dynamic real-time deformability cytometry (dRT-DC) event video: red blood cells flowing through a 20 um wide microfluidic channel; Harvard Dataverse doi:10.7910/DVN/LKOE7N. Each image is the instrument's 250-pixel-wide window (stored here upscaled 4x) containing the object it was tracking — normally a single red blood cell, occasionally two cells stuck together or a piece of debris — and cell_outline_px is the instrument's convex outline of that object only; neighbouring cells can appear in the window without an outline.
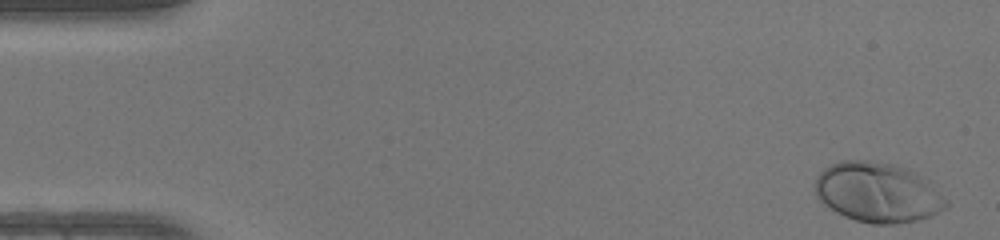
{"species": "human", "species_latin": "Homo sapiens", "temperature_condition": "warm", "stored_images_in_passage": 49, "camera_frame_rate_fps": 3000, "um_per_image_px": 0.085, "donor": {"sex": "female"}, "frame": {"image": 1, "passage_image": 1, "time_ms": 0.0, "image_size_px": [1000, 240], "cell_outline_px": [[948, 204], [944, 208], [920, 220], [896, 224], [872, 224], [856, 220], [844, 216], [836, 212], [824, 204], [816, 196], [816, 176], [824, 168], [840, 160], [868, 160], [896, 164], [908, 168], [928, 180], [948, 200]], "centroid_in_image_um": [74.6, 16.34], "position_along_channel_um": 10.4, "area_um2": 45.89}}
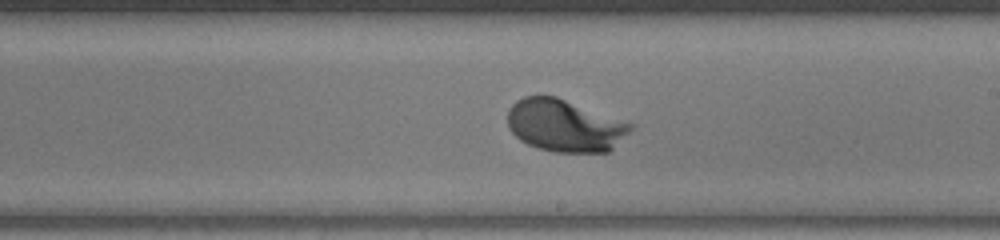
{"frame": {"image": 2, "passage_image": 28, "time_ms": 9.0, "image_size_px": [1000, 240], "cell_outline_px": [[636, 124], [608, 152], [556, 152], [540, 148], [528, 144], [520, 140], [508, 128], [508, 108], [516, 100], [524, 96], [556, 96]], "centroid_in_image_um": [47.99, 10.66], "position_along_channel_um": 241.0, "area_um2": 37.4}}
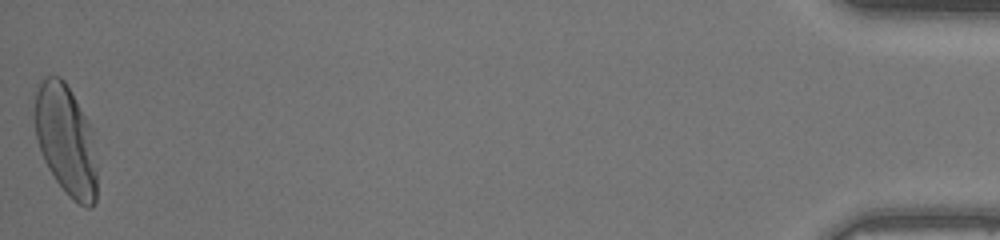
{"frame": {"image": 3, "passage_image": 49, "time_ms": 16.0, "image_size_px": [1000, 240], "cell_outline_px": [[96, 200], [92, 208], [88, 208], [72, 200], [68, 196], [56, 180], [48, 168], [44, 160], [36, 136], [32, 112], [36, 92], [40, 80], [44, 76], [60, 76], [64, 80], [88, 120], [92, 128], [96, 168]], "centroid_in_image_um": [5.58, 11.89], "position_along_channel_um": 429.6, "area_um2": 40.52}, "authors_computed_cell_mechanics": {"area_um2": 37.281, "velocity_mm_per_s": 4.1335, "shape_relaxation_time_tau1_ms": 2.1379, "shape_relaxation_time_tau2_ms": null, "deformation_change_tau1": 0.1689, "deformation_change_tau2": null}}